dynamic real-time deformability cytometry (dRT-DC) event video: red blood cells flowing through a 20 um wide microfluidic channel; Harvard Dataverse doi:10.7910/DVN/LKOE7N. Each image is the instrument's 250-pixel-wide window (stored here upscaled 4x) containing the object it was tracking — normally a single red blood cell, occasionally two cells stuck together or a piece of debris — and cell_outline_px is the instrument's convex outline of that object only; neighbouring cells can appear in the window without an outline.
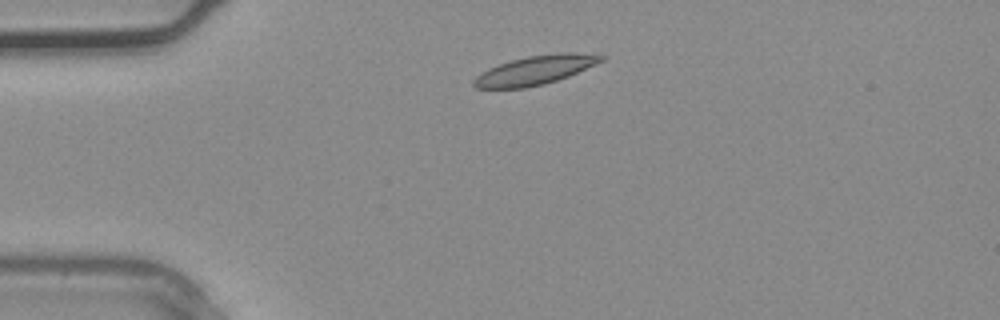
{"species": "common noctule bat (a hibernating species)", "species_latin": "Nyctalus noctula", "temperature_condition": "warm", "stored_images_in_passage": 2, "camera_frame_rate_fps": 3000, "um_per_image_px": 0.085, "animal": {"sex": "male", "body_mass_g": 20.4}, "frame": {"image": 1, "passage_image": 1, "time_ms": 0.0, "image_size_px": [1000, 320], "cell_outline_px": [[608, 56], [604, 60], [568, 76], [544, 84], [524, 88], [476, 88], [472, 84], [472, 80], [480, 72], [488, 68], [512, 60], [528, 56], [560, 52], [572, 52]], "centroid_in_image_um": [45.46, 5.96], "position_along_channel_um": 39.5, "area_um2": 21.39}}